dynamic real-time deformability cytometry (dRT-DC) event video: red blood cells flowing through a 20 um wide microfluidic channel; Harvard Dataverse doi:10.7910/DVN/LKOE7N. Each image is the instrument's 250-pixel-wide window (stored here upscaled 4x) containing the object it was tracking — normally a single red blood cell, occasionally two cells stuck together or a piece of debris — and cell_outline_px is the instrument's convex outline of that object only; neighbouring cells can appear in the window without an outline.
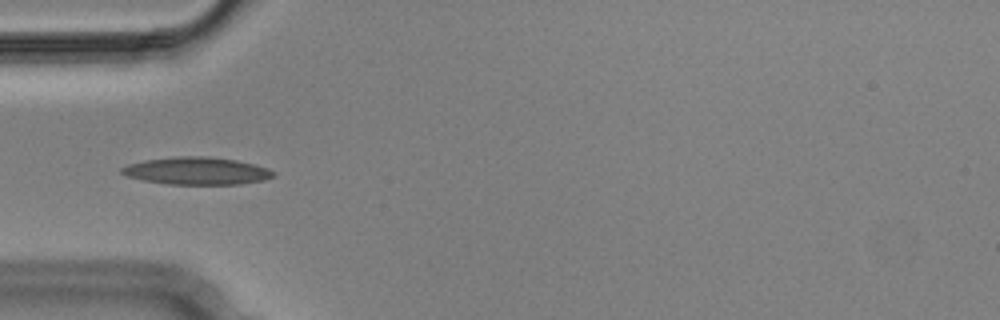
{"species": "Egyptian fruit bat (a non-hibernating species)", "species_latin": "Rousettus aegyptiacus", "temperature_condition": "cold", "stored_images_in_passage": 9, "camera_frame_rate_fps": 3000, "um_per_image_px": 0.085, "animal": {"sex": "male"}, "frame": {"image": 1, "passage_image": 4, "time_ms": 1.0, "image_size_px": [1000, 320], "cell_outline_px": [[276, 176], [264, 180], [240, 184], [168, 184], [144, 180], [128, 176], [120, 172], [120, 168], [128, 164], [144, 160], [176, 156], [208, 156], [236, 160], [256, 164], [268, 168], [276, 172]], "centroid_in_image_um": [16.76, 14.52], "position_along_channel_um": 68.2, "area_um2": 24.39}}
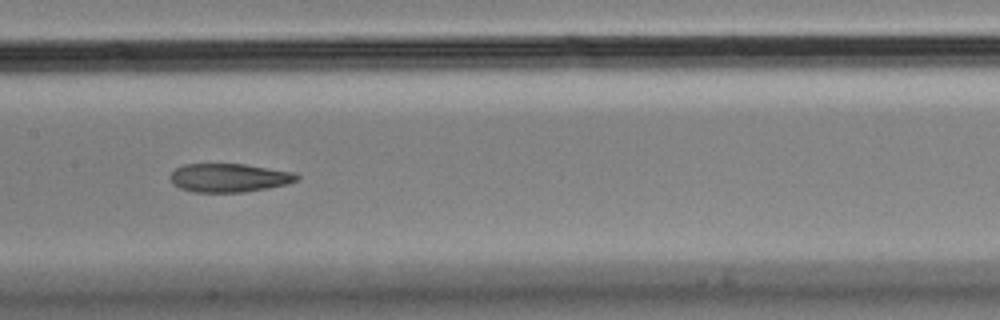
{"frame": {"image": 2, "passage_image": 7, "time_ms": 2.0, "image_size_px": [1000, 320], "cell_outline_px": [[300, 176], [296, 180], [288, 184], [268, 188], [244, 192], [196, 192], [180, 188], [172, 180], [172, 172], [176, 168], [184, 164], [244, 164], [296, 172]], "centroid_in_image_um": [19.54, 15.1], "position_along_channel_um": 187.9, "area_um2": 20.92}}
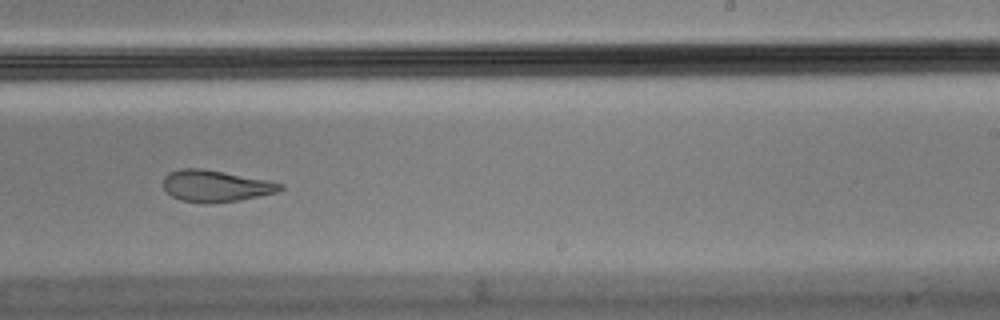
{"frame": {"image": 3, "passage_image": 9, "time_ms": 2.667, "image_size_px": [1000, 320], "cell_outline_px": [[284, 188], [276, 192], [240, 200], [208, 204], [180, 200], [172, 196], [164, 188], [164, 176], [168, 172], [180, 168], [200, 168], [224, 172], [268, 180], [284, 184]], "centroid_in_image_um": [18.32, 15.8], "position_along_channel_um": 270.7, "area_um2": 21.56}}